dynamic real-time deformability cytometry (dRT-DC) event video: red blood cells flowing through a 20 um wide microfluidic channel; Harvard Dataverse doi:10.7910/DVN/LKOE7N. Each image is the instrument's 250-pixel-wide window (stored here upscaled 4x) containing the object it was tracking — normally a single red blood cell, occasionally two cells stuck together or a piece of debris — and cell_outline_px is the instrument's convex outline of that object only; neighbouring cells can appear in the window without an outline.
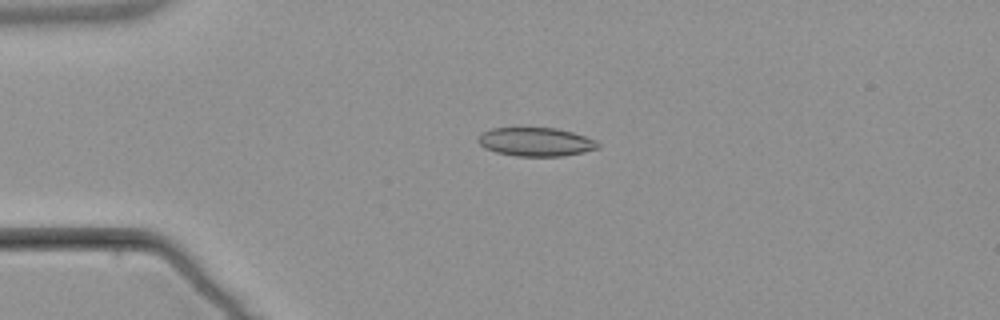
{"species": "common noctule bat (a hibernating species)", "species_latin": "Nyctalus noctula", "temperature_condition": "warm", "stored_images_in_passage": 2, "camera_frame_rate_fps": 3000, "um_per_image_px": 0.085, "animal": {"sex": "male", "body_mass_g": 21.5, "forearm_length_mm": 52.0}, "frame": {"image": 1, "passage_image": 1, "time_ms": 0.0, "image_size_px": [1000, 320], "cell_outline_px": [[600, 148], [584, 152], [564, 156], [516, 156], [496, 152], [484, 148], [476, 140], [476, 136], [492, 128], [556, 128], [572, 132], [596, 140], [600, 144]], "centroid_in_image_um": [45.54, 12.06], "position_along_channel_um": 39.5, "area_um2": 20.11}}